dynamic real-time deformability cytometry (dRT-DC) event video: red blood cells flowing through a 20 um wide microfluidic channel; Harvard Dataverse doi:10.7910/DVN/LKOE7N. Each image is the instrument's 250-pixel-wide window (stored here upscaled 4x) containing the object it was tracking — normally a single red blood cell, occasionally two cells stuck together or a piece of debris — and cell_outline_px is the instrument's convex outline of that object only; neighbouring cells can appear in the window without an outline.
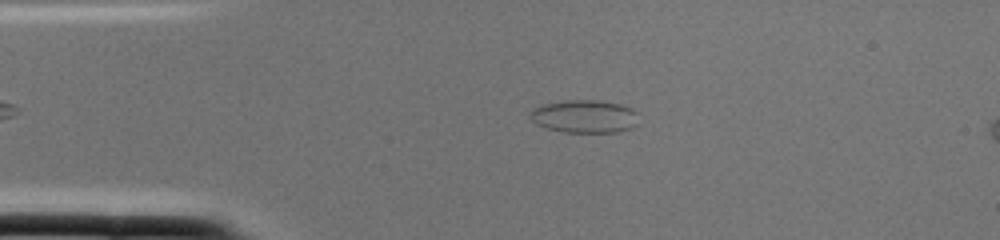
{"species": "common noctule bat (a hibernating species)", "species_latin": "Nyctalus noctula", "temperature_condition": "cold", "stored_images_in_passage": 3, "camera_frame_rate_fps": 3000, "um_per_image_px": 0.085, "animal": {"sex": "female", "body_mass_g": 22.0, "forearm_length_mm": 56.7}, "frame": {"image": 1, "passage_image": 2, "time_ms": 0.333, "image_size_px": [1000, 240], "cell_outline_px": [[640, 112], [636, 124], [632, 128], [616, 132], [564, 132], [544, 128], [536, 124], [528, 116], [528, 112], [532, 108], [544, 104], [564, 100], [596, 100], [620, 104], [632, 108]], "centroid_in_image_um": [49.67, 9.89], "position_along_channel_um": 35.3, "area_um2": 21.21}}